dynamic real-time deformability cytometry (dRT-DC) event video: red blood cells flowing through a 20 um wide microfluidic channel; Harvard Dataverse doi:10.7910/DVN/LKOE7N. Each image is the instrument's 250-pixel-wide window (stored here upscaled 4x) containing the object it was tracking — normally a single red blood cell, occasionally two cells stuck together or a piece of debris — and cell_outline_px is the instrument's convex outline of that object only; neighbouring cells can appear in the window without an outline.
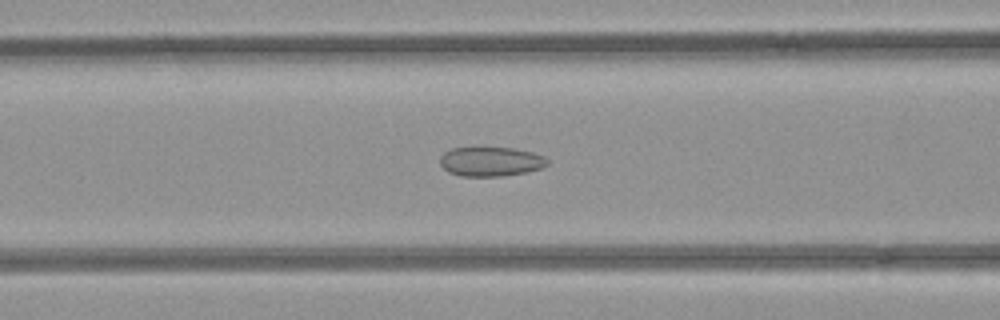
{"species": "common noctule bat (a hibernating species)", "species_latin": "Nyctalus noctula", "temperature_condition": "room temperature", "stored_images_in_passage": 54, "camera_frame_rate_fps": 3000, "um_per_image_px": 0.085, "animal": {"sex": "female", "body_mass_g": 21.9}, "frame": {"image": 1, "passage_image": 22, "time_ms": 7.0, "image_size_px": [1000, 320], "cell_outline_px": [[548, 164], [540, 168], [528, 172], [504, 176], [460, 176], [448, 172], [440, 164], [440, 156], [444, 152], [452, 148], [516, 148], [532, 152], [544, 156], [548, 160]], "centroid_in_image_um": [41.71, 13.74], "position_along_channel_um": 124.9, "area_um2": 18.44}}
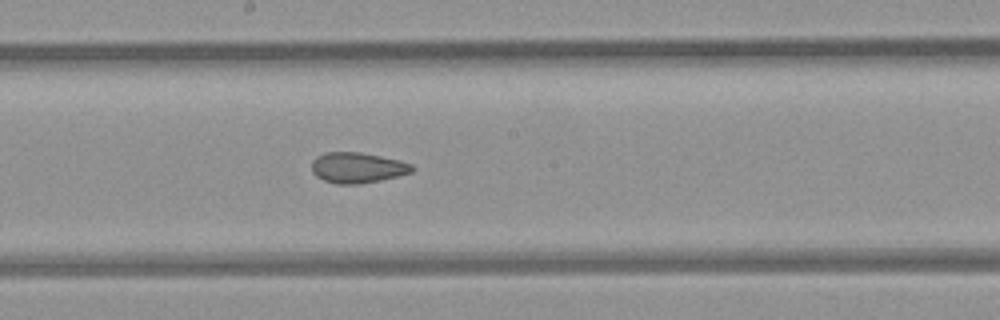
{"frame": {"image": 2, "passage_image": 29, "time_ms": 9.333, "image_size_px": [1000, 320], "cell_outline_px": [[416, 168], [412, 172], [380, 180], [360, 184], [336, 184], [324, 180], [316, 176], [312, 172], [312, 160], [316, 156], [324, 152], [360, 152], [400, 160], [412, 164]], "centroid_in_image_um": [30.37, 14.25], "position_along_channel_um": 217.8, "area_um2": 17.98}}
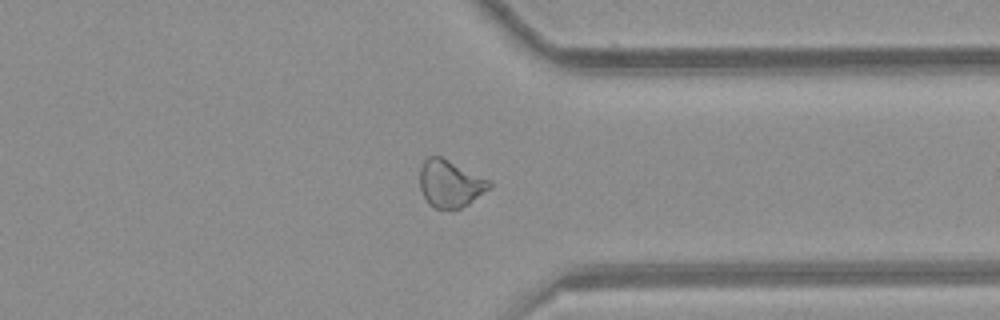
{"frame": {"image": 3, "passage_image": 41, "time_ms": 13.333, "image_size_px": [1000, 320], "cell_outline_px": [[492, 188], [468, 204], [460, 208], [436, 208], [428, 204], [420, 188], [420, 168], [424, 160], [428, 156], [440, 156], [488, 180], [492, 184]], "centroid_in_image_um": [38.25, 15.62], "position_along_channel_um": 373.2, "area_um2": 18.84}, "authors_computed_cell_mechanics": {"area_um2": 20.4612, "velocity_mm_per_s": 3.9741, "shape_relaxation_time_tau1_ms": null, "shape_relaxation_time_tau2_ms": 2.356, "deformation_change_tau1": null, "deformation_change_tau2": 0.0735}}